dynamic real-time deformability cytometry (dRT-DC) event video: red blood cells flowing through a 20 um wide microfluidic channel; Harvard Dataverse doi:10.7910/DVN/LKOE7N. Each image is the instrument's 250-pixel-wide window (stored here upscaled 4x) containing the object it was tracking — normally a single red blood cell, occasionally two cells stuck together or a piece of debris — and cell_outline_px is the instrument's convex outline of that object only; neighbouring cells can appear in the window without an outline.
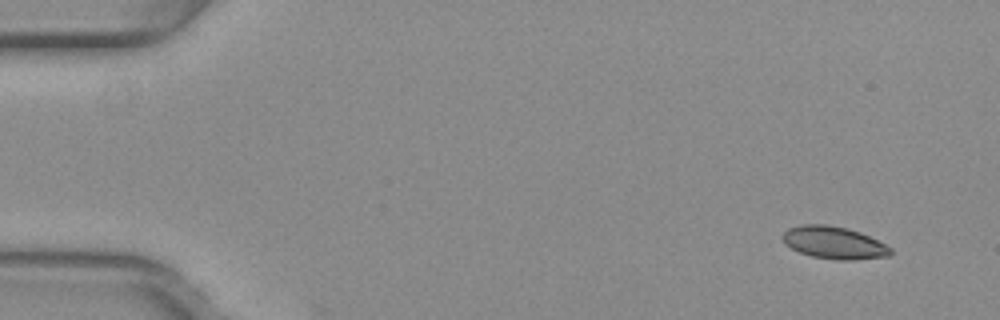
{"species": "common noctule bat (a hibernating species)", "species_latin": "Nyctalus noctula", "temperature_condition": "warm", "stored_images_in_passage": 2, "camera_frame_rate_fps": 3000, "um_per_image_px": 0.085, "animal": {"sex": "female", "body_mass_g": 29.2, "forearm_length_mm": 56.3}, "frame": {"image": 1, "passage_image": 1, "time_ms": 0.0, "image_size_px": [1000, 320], "cell_outline_px": [[892, 252], [888, 256], [856, 260], [836, 260], [812, 256], [800, 252], [792, 248], [780, 236], [788, 228], [800, 224], [824, 224], [848, 228], [860, 232], [892, 248]], "centroid_in_image_um": [70.89, 20.62], "position_along_channel_um": 14.1, "area_um2": 20.29}}